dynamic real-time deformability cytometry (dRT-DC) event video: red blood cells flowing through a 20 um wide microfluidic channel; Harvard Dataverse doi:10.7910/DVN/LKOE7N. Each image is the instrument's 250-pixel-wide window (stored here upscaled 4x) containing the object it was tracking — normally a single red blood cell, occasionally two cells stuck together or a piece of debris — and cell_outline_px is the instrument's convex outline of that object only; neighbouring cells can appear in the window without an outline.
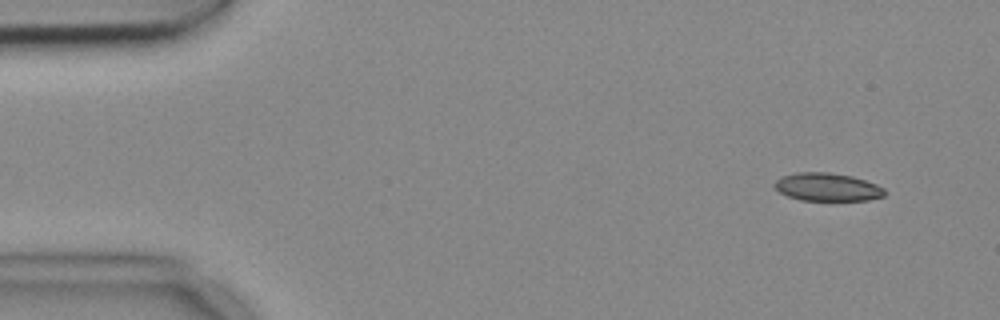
{"species": "common noctule bat (a hibernating species)", "species_latin": "Nyctalus noctula", "temperature_condition": "cold", "stored_images_in_passage": 4, "camera_frame_rate_fps": 3000, "um_per_image_px": 0.085, "animal": {"sex": "female", "body_mass_g": 18.4}, "frame": {"image": 1, "passage_image": 1, "time_ms": 0.0, "image_size_px": [1000, 320], "cell_outline_px": [[884, 196], [868, 200], [800, 200], [788, 196], [780, 192], [772, 184], [776, 180], [784, 176], [796, 172], [828, 172], [852, 176], [876, 184], [884, 188]], "centroid_in_image_um": [70.31, 15.89], "position_along_channel_um": 14.7, "area_um2": 17.86}}
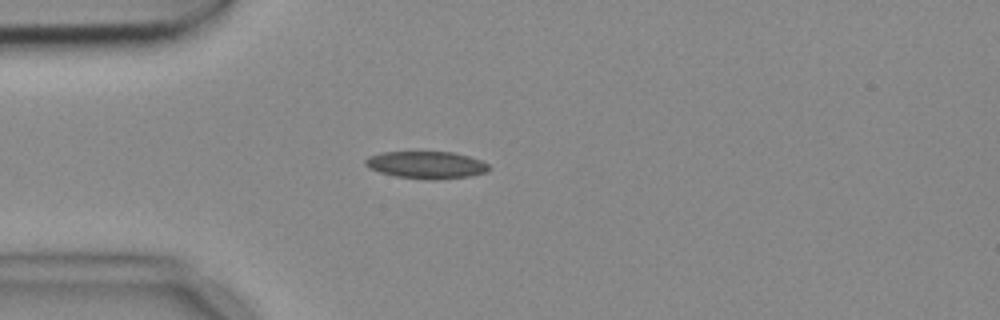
{"frame": {"image": 2, "passage_image": 4, "time_ms": 1.0, "image_size_px": [1000, 320], "cell_outline_px": [[488, 172], [472, 176], [436, 180], [396, 176], [380, 172], [364, 164], [364, 160], [368, 156], [384, 152], [452, 152], [468, 156], [480, 160], [488, 164]], "centroid_in_image_um": [36.26, 14.02], "position_along_channel_um": 48.7, "area_um2": 19.48}}